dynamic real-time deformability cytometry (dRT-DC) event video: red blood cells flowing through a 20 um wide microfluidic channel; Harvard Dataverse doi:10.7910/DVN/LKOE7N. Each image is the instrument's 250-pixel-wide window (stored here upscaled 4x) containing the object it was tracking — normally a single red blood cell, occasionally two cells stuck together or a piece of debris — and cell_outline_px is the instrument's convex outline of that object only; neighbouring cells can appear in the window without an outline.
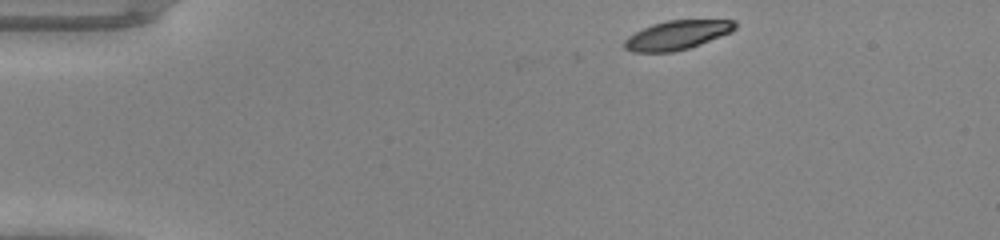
{"species": "common noctule bat (a hibernating species)", "species_latin": "Nyctalus noctula", "temperature_condition": "warm", "stored_images_in_passage": 6, "camera_frame_rate_fps": 3000, "um_per_image_px": 0.085, "animal": {"sex": "male", "body_mass_g": 20.0, "forearm_length_mm": 53.3}, "frame": {"image": 1, "passage_image": 1, "time_ms": 0.0, "image_size_px": [1000, 240], "cell_outline_px": [[736, 28], [732, 32], [700, 44], [688, 48], [672, 52], [632, 52], [624, 48], [624, 40], [628, 36], [652, 24], [668, 20], [736, 20]], "centroid_in_image_um": [57.56, 2.98], "position_along_channel_um": 27.4, "area_um2": 18.67}}